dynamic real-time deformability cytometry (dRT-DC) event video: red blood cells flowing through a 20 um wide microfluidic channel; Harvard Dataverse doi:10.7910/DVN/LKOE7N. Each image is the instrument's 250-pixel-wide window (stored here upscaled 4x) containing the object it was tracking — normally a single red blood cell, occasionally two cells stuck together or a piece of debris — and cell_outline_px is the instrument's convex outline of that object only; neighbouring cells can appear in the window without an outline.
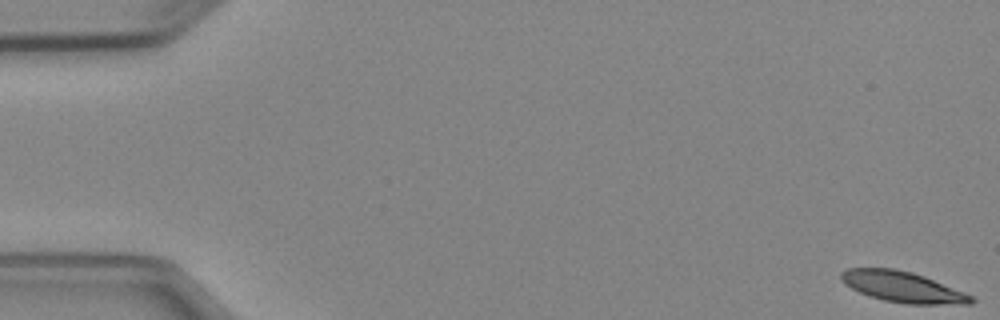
{"species": "Egyptian fruit bat (a non-hibernating species)", "species_latin": "Rousettus aegyptiacus", "temperature_condition": "cold", "stored_images_in_passage": 5, "camera_frame_rate_fps": 3000, "um_per_image_px": 0.085, "animal": {"sex": "female"}, "frame": {"image": 1, "passage_image": 1, "time_ms": 0.0, "image_size_px": [1000, 320], "cell_outline_px": [[976, 300], [972, 304], [908, 304], [884, 300], [868, 296], [844, 284], [840, 280], [840, 272], [848, 268], [892, 268], [912, 272], [924, 276], [964, 292], [972, 296]], "centroid_in_image_um": [76.71, 24.38], "position_along_channel_um": 8.3, "area_um2": 23.29}}
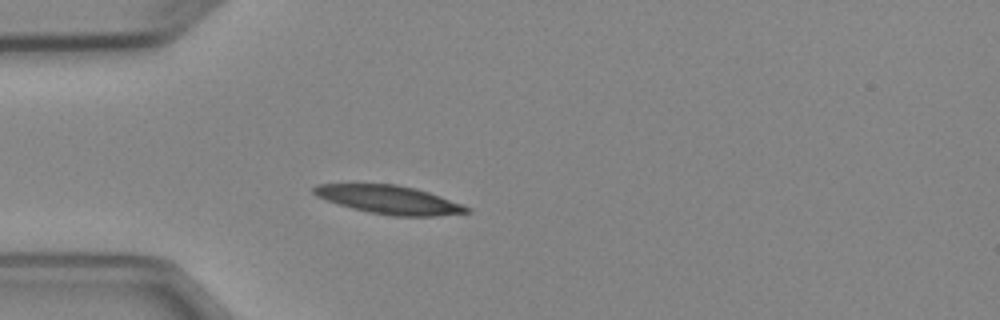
{"frame": {"image": 2, "passage_image": 5, "time_ms": 4.667, "image_size_px": [1000, 320], "cell_outline_px": [[472, 212], [436, 216], [392, 216], [368, 212], [352, 208], [316, 196], [312, 192], [312, 188], [316, 184], [396, 184], [416, 188], [464, 204], [472, 208]], "centroid_in_image_um": [33.13, 16.98], "position_along_channel_um": 51.9, "area_um2": 25.37}}